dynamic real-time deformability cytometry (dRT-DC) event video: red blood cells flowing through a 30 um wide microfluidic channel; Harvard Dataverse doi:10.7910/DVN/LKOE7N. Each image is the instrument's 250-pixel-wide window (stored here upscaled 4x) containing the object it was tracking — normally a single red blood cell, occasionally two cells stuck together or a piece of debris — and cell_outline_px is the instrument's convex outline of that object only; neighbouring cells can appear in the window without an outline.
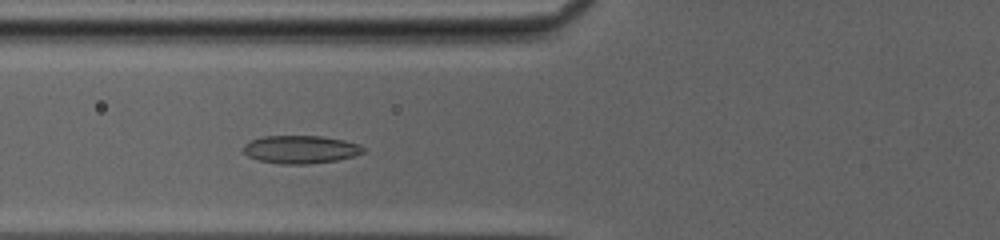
{"species": "common noctule bat (a hibernating species)", "species_latin": "Nyctalus noctula", "temperature_condition": "cold", "stored_images_in_passage": 43, "camera_frame_rate_fps": 3000, "um_per_image_px": 0.085, "animal": {"sex": "female", "body_mass_g": 20.0, "forearm_length_mm": 54.0}, "frame": {"image": 1, "passage_image": 13, "time_ms": 4.0, "image_size_px": [1000, 240], "cell_outline_px": [[364, 152], [352, 156], [336, 160], [308, 164], [280, 164], [260, 160], [248, 156], [240, 148], [244, 144], [252, 140], [264, 136], [320, 136], [344, 140], [360, 144], [364, 148]], "centroid_in_image_um": [25.53, 12.7], "position_along_channel_um": 100.3, "area_um2": 19.48}}
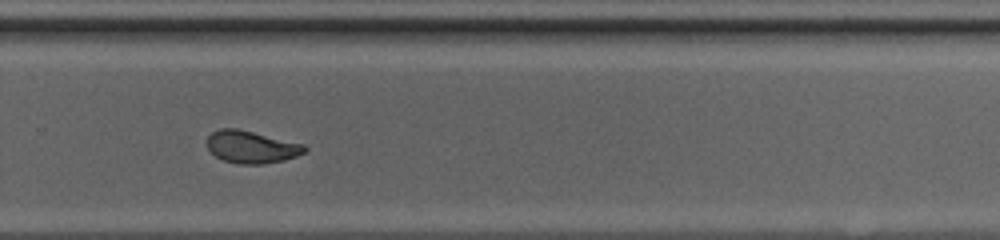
{"frame": {"image": 2, "passage_image": 28, "time_ms": 9.0, "image_size_px": [1000, 240], "cell_outline_px": [[308, 148], [304, 152], [296, 156], [284, 160], [264, 164], [236, 164], [224, 160], [216, 156], [208, 148], [208, 136], [212, 132], [220, 128], [236, 128], [304, 144]], "centroid_in_image_um": [21.38, 12.49], "position_along_channel_um": 308.4, "area_um2": 18.26}}
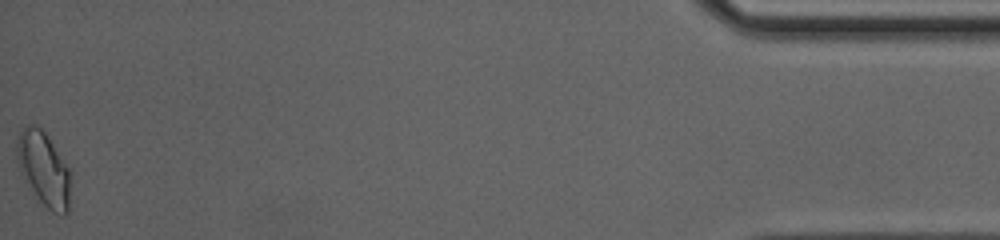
{"frame": {"image": 3, "passage_image": 43, "time_ms": 14.0, "image_size_px": [1000, 240], "cell_outline_px": [[68, 212], [64, 216], [60, 216], [52, 212], [36, 196], [20, 172], [16, 152], [16, 148], [20, 132], [28, 124], [36, 124], [44, 132], [68, 168]], "centroid_in_image_um": [3.69, 14.36], "position_along_channel_um": 431.5, "area_um2": 22.31}, "authors_computed_cell_mechanics": {"area_um2": 19.0162, "velocity_mm_per_s": 4.1526, "shape_relaxation_time_tau1_ms": 6.0538, "shape_relaxation_time_tau2_ms": 1.296, "deformation_change_tau1": 0.1678, "deformation_change_tau2": 0.0614}}